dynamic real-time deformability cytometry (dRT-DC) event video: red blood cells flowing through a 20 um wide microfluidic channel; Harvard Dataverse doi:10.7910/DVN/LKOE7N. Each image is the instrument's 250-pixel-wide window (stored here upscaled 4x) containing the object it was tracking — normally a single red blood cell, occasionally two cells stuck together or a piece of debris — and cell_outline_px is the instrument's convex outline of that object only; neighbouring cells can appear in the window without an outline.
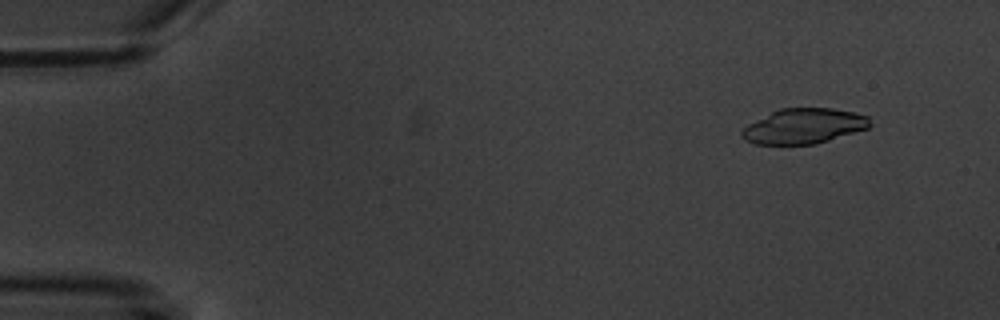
{"species": "common noctule bat (a hibernating species)", "species_latin": "Nyctalus noctula", "temperature_condition": "warm", "stored_images_in_passage": 4, "camera_frame_rate_fps": 3000, "um_per_image_px": 0.085, "animal": {"sex": "male", "body_mass_g": 20.1, "forearm_length_mm": 53.5}, "frame": {"image": 1, "passage_image": 2, "time_ms": 1.0, "image_size_px": [1000, 320], "cell_outline_px": [[872, 124], [868, 128], [816, 144], [756, 144], [744, 140], [740, 136], [740, 132], [748, 124], [780, 108], [832, 108], [852, 112], [868, 116]], "centroid_in_image_um": [68.32, 10.72], "position_along_channel_um": 16.7, "area_um2": 26.13}}